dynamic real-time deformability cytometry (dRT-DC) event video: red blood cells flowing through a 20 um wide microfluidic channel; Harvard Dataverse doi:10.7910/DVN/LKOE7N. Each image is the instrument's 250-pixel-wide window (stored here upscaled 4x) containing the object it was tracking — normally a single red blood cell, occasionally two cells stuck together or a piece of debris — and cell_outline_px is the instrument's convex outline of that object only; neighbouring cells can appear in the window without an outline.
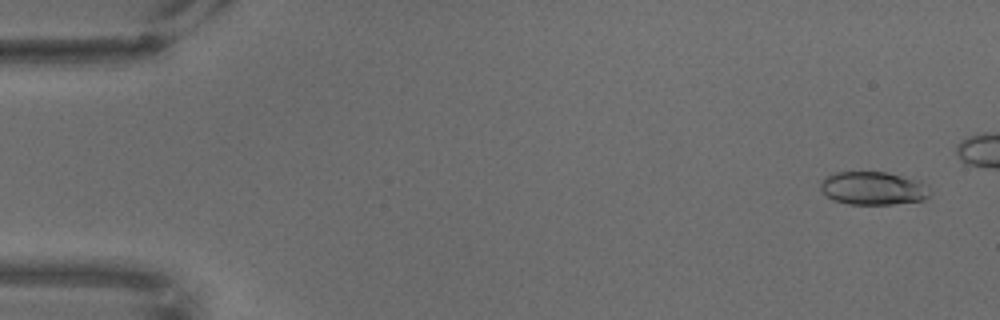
{"species": "common noctule bat (a hibernating species)", "species_latin": "Nyctalus noctula", "temperature_condition": "warm", "stored_images_in_passage": 56, "camera_frame_rate_fps": 3000, "um_per_image_px": 0.085, "animal": {"sex": "male", "body_mass_g": 18.8}, "frame": {"image": 1, "passage_image": 3, "time_ms": 0.667, "image_size_px": [1000, 320], "cell_outline_px": [[932, 192], [924, 200], [892, 204], [848, 204], [832, 200], [820, 188], [820, 180], [836, 172], [884, 172], [920, 180]], "centroid_in_image_um": [74.22, 16.0], "position_along_channel_um": 10.8, "area_um2": 21.15}}
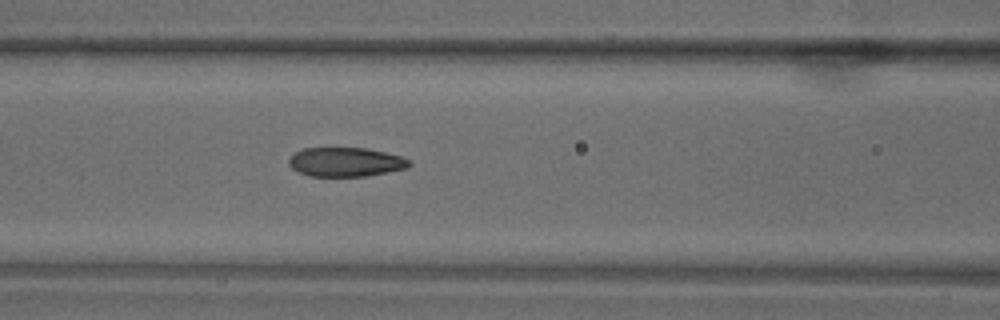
{"frame": {"image": 2, "passage_image": 29, "time_ms": 9.333, "image_size_px": [1000, 320], "cell_outline_px": [[412, 164], [408, 168], [368, 176], [308, 176], [292, 168], [288, 164], [288, 160], [296, 152], [304, 148], [368, 148], [400, 156], [412, 160]], "centroid_in_image_um": [29.42, 13.77], "position_along_channel_um": 137.2, "area_um2": 20.52}}
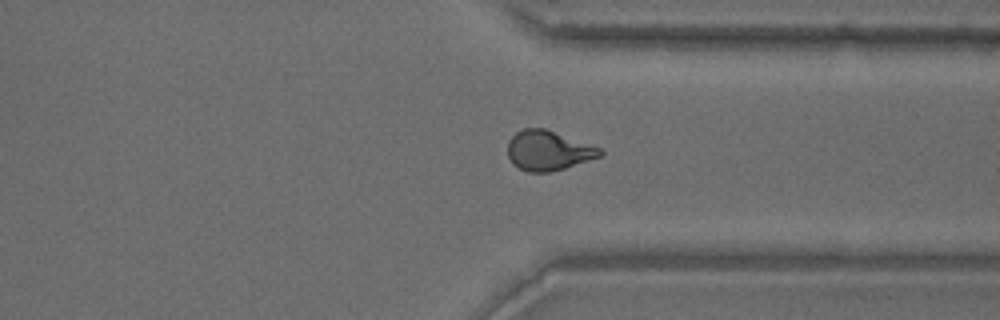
{"frame": {"image": 3, "passage_image": 52, "time_ms": 17.0, "image_size_px": [1000, 320], "cell_outline_px": [[604, 152], [600, 156], [564, 168], [548, 172], [528, 172], [512, 164], [508, 156], [508, 140], [516, 132], [524, 128], [544, 128], [600, 148]], "centroid_in_image_um": [46.56, 12.79], "position_along_channel_um": 364.8, "area_um2": 21.1}}